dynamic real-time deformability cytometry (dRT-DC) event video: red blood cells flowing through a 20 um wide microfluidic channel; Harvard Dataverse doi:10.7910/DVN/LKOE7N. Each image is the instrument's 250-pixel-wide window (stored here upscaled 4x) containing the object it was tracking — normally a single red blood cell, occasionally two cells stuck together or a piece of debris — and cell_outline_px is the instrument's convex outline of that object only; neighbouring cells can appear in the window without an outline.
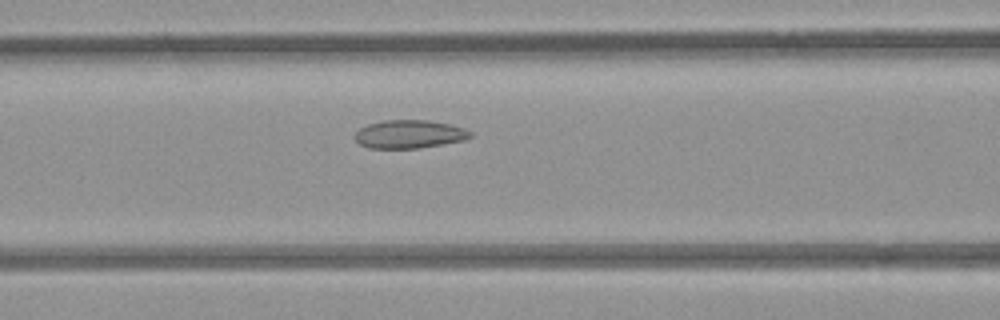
{"species": "common noctule bat (a hibernating species)", "species_latin": "Nyctalus noctula", "temperature_condition": "room temperature", "stored_images_in_passage": 31, "segment_of_instrument_passage": [1, 2], "camera_frame_rate_fps": 3000, "um_per_image_px": 0.085, "animal": {"sex": "female", "body_mass_g": 21.9}, "frame": {"image": 1, "passage_image": 10, "time_ms": 3.0, "image_size_px": [1000, 320], "cell_outline_px": [[472, 136], [464, 140], [420, 148], [368, 148], [360, 144], [356, 140], [356, 132], [360, 128], [368, 124], [384, 120], [428, 120], [448, 124], [464, 128], [472, 132]], "centroid_in_image_um": [34.8, 11.4], "position_along_channel_um": 131.8, "area_um2": 18.9}}
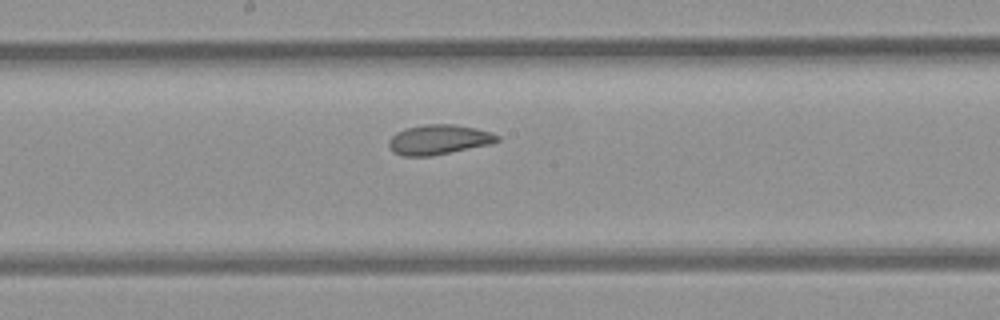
{"frame": {"image": 2, "passage_image": 16, "time_ms": 5.0, "image_size_px": [1000, 320], "cell_outline_px": [[500, 140], [492, 144], [432, 156], [404, 156], [392, 152], [388, 144], [388, 140], [396, 132], [404, 128], [424, 124], [456, 124], [476, 128], [492, 132], [500, 136]], "centroid_in_image_um": [37.3, 11.86], "position_along_channel_um": 210.9, "area_um2": 19.19}}
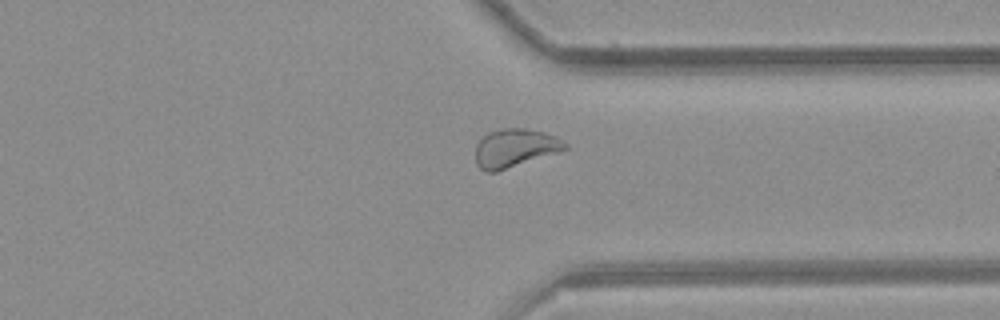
{"frame": {"image": 3, "passage_image": 28, "time_ms": 9.0, "image_size_px": [1000, 320], "cell_outline_px": [[568, 148], [496, 172], [488, 172], [480, 168], [476, 164], [476, 144], [488, 132], [500, 128], [524, 128], [544, 132], [556, 136], [568, 144]], "centroid_in_image_um": [43.74, 12.57], "position_along_channel_um": 367.7, "area_um2": 19.83}}